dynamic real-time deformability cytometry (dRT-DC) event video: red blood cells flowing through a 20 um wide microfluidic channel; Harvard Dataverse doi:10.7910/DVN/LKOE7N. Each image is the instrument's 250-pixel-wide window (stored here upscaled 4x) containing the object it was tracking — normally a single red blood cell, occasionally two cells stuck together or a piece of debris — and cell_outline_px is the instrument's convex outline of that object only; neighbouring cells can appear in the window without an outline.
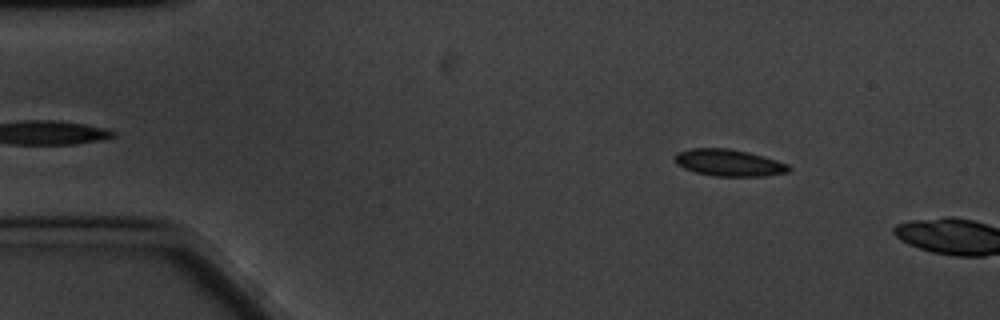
{"species": "common noctule bat (a hibernating species)", "species_latin": "Nyctalus noctula", "temperature_condition": "cold", "stored_images_in_passage": 10, "camera_frame_rate_fps": 3000, "um_per_image_px": 0.085, "animal": {"sex": "male", "body_mass_g": 20.1, "forearm_length_mm": 53.5}, "frame": {"image": 1, "passage_image": 7, "time_ms": 2.0, "image_size_px": [1000, 320], "cell_outline_px": [[792, 168], [788, 172], [764, 176], [716, 176], [696, 172], [684, 168], [676, 164], [672, 156], [676, 152], [692, 148], [728, 148], [748, 152], [764, 156], [788, 164]], "centroid_in_image_um": [61.93, 13.82], "position_along_channel_um": 23.1, "area_um2": 17.92}}